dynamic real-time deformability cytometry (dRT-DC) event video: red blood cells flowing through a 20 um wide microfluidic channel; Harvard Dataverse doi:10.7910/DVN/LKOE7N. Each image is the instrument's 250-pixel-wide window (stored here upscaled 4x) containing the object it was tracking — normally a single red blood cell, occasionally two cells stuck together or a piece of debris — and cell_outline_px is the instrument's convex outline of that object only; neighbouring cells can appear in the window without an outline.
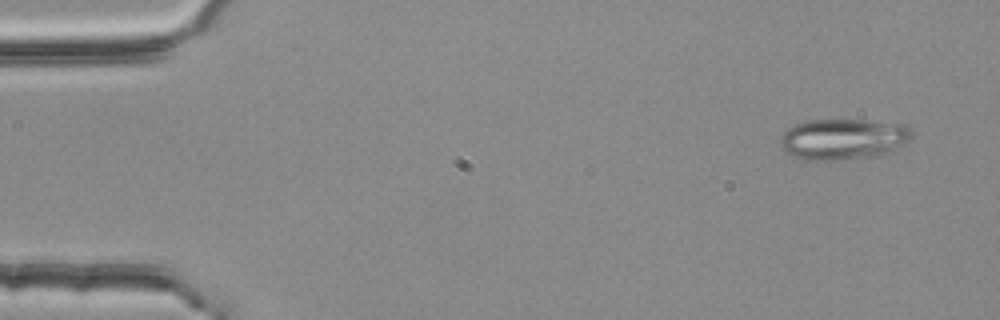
{"species": "common noctule bat (a hibernating species)", "species_latin": "Nyctalus noctula", "temperature_condition": "room temperature", "stored_images_in_passage": 4, "camera_frame_rate_fps": 3000, "um_per_image_px": 0.085, "animal": {"sex": "female", "body_mass_g": 25.1}, "frame": {"image": 1, "passage_image": 4, "time_ms": 1.0, "image_size_px": [1000, 320], "cell_outline_px": [[912, 136], [896, 152], [880, 156], [840, 160], [804, 160], [792, 156], [780, 148], [780, 140], [784, 132], [788, 128], [804, 120], [864, 120], [908, 124], [912, 128]], "centroid_in_image_um": [71.72, 11.83], "position_along_channel_um": 13.3, "area_um2": 32.14}}